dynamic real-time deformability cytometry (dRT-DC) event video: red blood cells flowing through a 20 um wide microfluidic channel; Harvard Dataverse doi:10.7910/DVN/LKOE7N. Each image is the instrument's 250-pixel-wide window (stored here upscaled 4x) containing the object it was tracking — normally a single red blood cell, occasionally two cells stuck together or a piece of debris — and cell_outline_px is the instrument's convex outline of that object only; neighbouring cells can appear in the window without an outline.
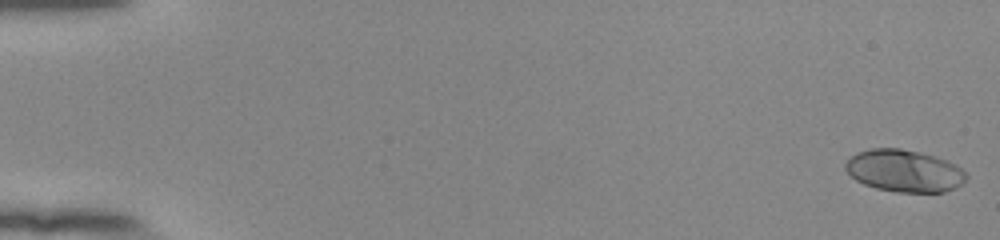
{"species": "human", "species_latin": "Homo sapiens", "temperature_condition": "room temperature", "stored_images_in_passage": 55, "camera_frame_rate_fps": 3000, "um_per_image_px": 0.085, "donor": {"sex": "female"}, "frame": {"image": 1, "passage_image": 1, "time_ms": 0.0, "image_size_px": [1000, 240], "cell_outline_px": [[968, 176], [956, 188], [944, 192], [896, 192], [876, 188], [864, 184], [856, 180], [844, 168], [844, 164], [856, 152], [872, 148], [900, 148], [920, 152], [936, 156], [948, 160], [956, 164]], "centroid_in_image_um": [76.86, 14.51], "position_along_channel_um": 8.1, "area_um2": 29.77}}
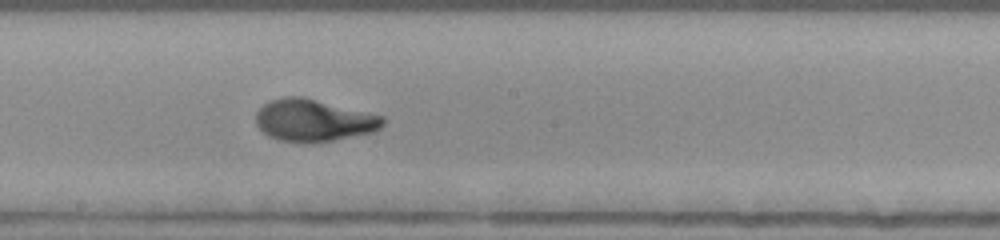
{"frame": {"image": 2, "passage_image": 32, "time_ms": 10.333, "image_size_px": [1000, 240], "cell_outline_px": [[384, 124], [380, 128], [372, 132], [332, 140], [304, 144], [280, 140], [268, 136], [256, 124], [256, 112], [268, 100], [284, 96], [300, 96], [384, 116]], "centroid_in_image_um": [26.63, 10.23], "position_along_channel_um": 221.6, "area_um2": 31.1}}
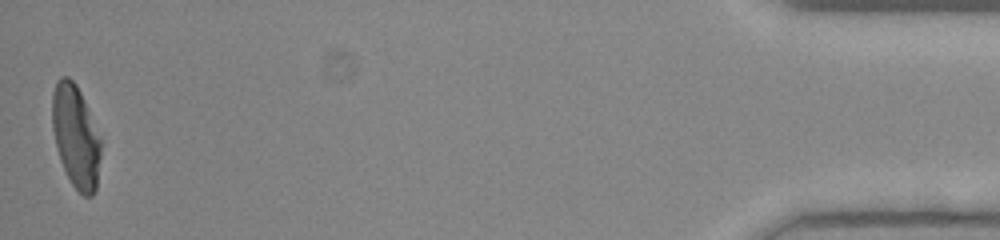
{"frame": {"image": 3, "passage_image": 55, "time_ms": 18.0, "image_size_px": [1000, 240], "cell_outline_px": [[100, 156], [96, 188], [92, 196], [84, 196], [72, 184], [60, 160], [52, 128], [52, 92], [56, 80], [60, 76], [68, 76], [76, 84], [80, 92], [100, 140]], "centroid_in_image_um": [6.4, 11.57], "position_along_channel_um": 428.8, "area_um2": 28.5}, "authors_computed_cell_mechanics": {"area_um2": 29.5936, "velocity_mm_per_s": 3.8127, "shape_relaxation_time_tau1_ms": 3.6227, "shape_relaxation_time_tau2_ms": null, "deformation_change_tau1": 0.19, "deformation_change_tau2": null}}